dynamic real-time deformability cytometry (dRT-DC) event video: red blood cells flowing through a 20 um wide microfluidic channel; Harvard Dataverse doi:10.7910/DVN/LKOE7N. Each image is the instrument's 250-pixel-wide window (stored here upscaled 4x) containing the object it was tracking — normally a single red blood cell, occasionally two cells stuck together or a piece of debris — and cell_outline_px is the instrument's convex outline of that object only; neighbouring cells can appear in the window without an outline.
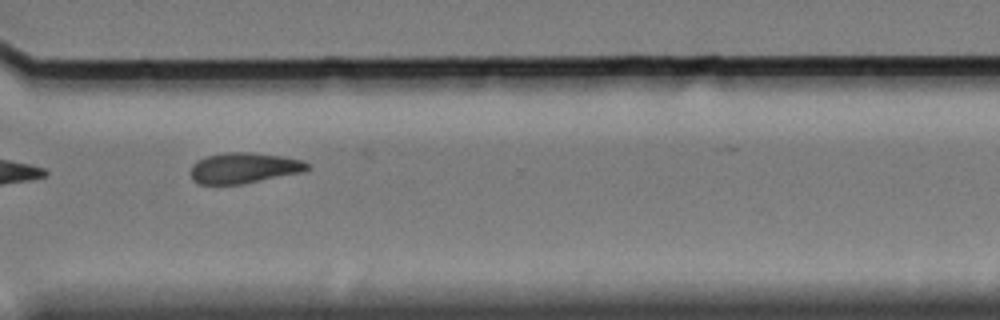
{"species": "Egyptian fruit bat (a non-hibernating species)", "species_latin": "Rousettus aegyptiacus", "temperature_condition": "cold", "stored_images_in_passage": 10, "camera_frame_rate_fps": 3000, "um_per_image_px": 0.085, "animal": {"sex": "female"}, "frame": {"image": 1, "passage_image": 9, "time_ms": 10.0, "image_size_px": [1000, 320], "cell_outline_px": [[312, 168], [304, 172], [244, 184], [200, 184], [192, 180], [192, 164], [196, 160], [208, 156], [224, 152], [252, 152], [280, 156], [304, 160]], "centroid_in_image_um": [20.77, 14.28], "position_along_channel_um": 349.8, "area_um2": 21.04}}